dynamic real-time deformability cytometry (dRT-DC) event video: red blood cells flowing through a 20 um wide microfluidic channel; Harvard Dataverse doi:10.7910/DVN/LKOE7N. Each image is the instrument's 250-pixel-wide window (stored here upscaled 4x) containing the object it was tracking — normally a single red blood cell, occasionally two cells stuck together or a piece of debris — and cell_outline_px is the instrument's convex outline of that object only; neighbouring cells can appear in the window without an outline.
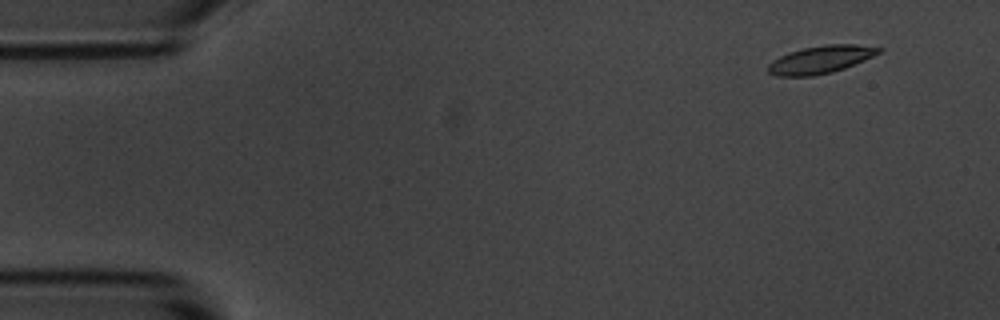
{"species": "common noctule bat (a hibernating species)", "species_latin": "Nyctalus noctula", "temperature_condition": "room temperature", "stored_images_in_passage": 4, "camera_frame_rate_fps": 3000, "um_per_image_px": 0.085, "animal": {"sex": "male", "body_mass_g": 20.1, "forearm_length_mm": 53.5}, "frame": {"image": 1, "passage_image": 1, "time_ms": 0.0, "image_size_px": [1000, 320], "cell_outline_px": [[884, 48], [880, 52], [864, 60], [844, 68], [832, 72], [812, 76], [776, 76], [768, 72], [768, 64], [772, 60], [788, 52], [804, 48], [824, 44], [856, 44]], "centroid_in_image_um": [69.73, 5.06], "position_along_channel_um": 15.3, "area_um2": 17.8}}
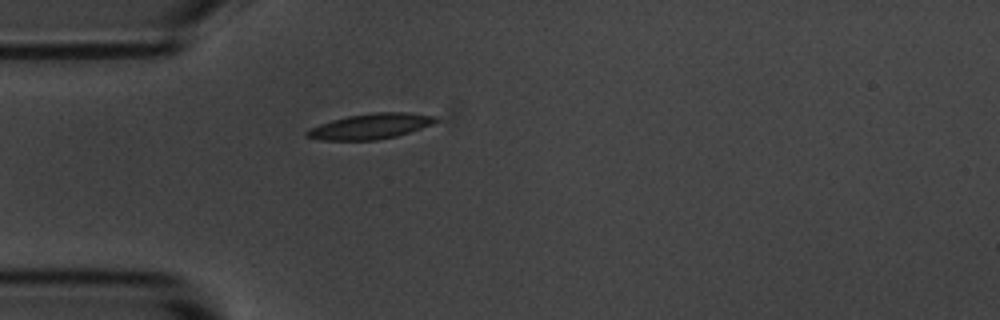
{"frame": {"image": 2, "passage_image": 4, "time_ms": 3.667, "image_size_px": [1000, 320], "cell_outline_px": [[440, 120], [432, 124], [396, 136], [376, 140], [320, 140], [304, 136], [304, 132], [308, 128], [332, 120], [348, 116], [372, 112], [408, 112], [436, 116]], "centroid_in_image_um": [31.46, 10.73], "position_along_channel_um": 53.5, "area_um2": 19.13}}